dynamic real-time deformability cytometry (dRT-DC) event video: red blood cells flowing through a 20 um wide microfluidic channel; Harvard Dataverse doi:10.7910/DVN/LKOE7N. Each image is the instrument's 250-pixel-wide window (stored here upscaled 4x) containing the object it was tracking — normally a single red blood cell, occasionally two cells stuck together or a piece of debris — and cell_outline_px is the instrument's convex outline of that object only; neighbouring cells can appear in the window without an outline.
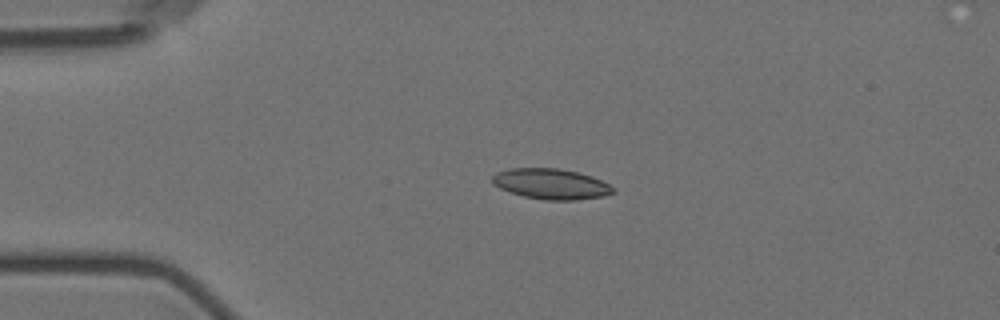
{"species": "Egyptian fruit bat (a non-hibernating species)", "species_latin": "Rousettus aegyptiacus", "temperature_condition": "room temperature", "stored_images_in_passage": 3, "camera_frame_rate_fps": 3000, "um_per_image_px": 0.085, "animal": {"sex": "female"}, "frame": {"image": 1, "passage_image": 2, "time_ms": 1.0, "image_size_px": [1000, 320], "cell_outline_px": [[616, 192], [604, 196], [576, 200], [544, 200], [524, 196], [500, 188], [492, 184], [492, 176], [496, 172], [512, 168], [560, 168], [592, 176], [616, 188]], "centroid_in_image_um": [46.86, 15.63], "position_along_channel_um": 38.1, "area_um2": 21.5}}